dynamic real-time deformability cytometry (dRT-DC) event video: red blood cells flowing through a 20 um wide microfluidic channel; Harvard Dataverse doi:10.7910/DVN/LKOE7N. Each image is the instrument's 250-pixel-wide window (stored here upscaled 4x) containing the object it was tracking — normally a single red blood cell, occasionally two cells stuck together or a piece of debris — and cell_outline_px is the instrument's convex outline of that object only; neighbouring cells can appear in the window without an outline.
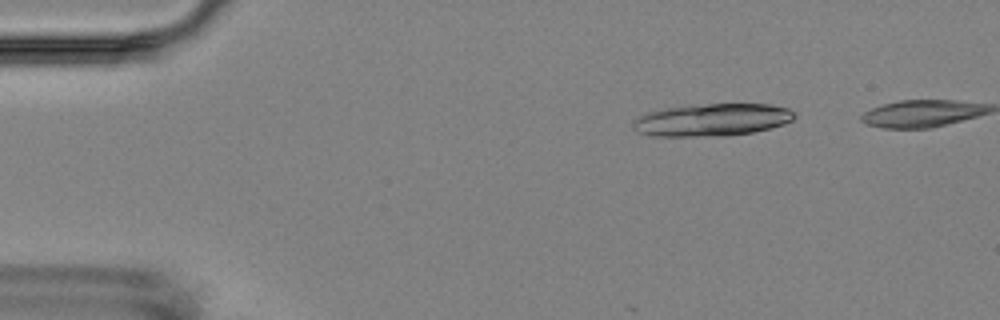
{"species": "Egyptian fruit bat (a non-hibernating species)", "species_latin": "Rousettus aegyptiacus", "temperature_condition": "room temperature", "stored_images_in_passage": 4, "camera_frame_rate_fps": 3000, "um_per_image_px": 0.085, "animal": {"sex": "female"}, "frame": {"image": 1, "passage_image": 1, "time_ms": 0.0, "image_size_px": [1000, 320], "cell_outline_px": [[796, 116], [792, 120], [784, 124], [752, 132], [724, 136], [652, 136], [636, 132], [632, 128], [632, 120], [636, 116], [648, 112], [668, 108], [704, 104], [768, 104], [788, 108], [796, 112]], "centroid_in_image_um": [60.49, 10.19], "position_along_channel_um": 24.5, "area_um2": 30.63}}